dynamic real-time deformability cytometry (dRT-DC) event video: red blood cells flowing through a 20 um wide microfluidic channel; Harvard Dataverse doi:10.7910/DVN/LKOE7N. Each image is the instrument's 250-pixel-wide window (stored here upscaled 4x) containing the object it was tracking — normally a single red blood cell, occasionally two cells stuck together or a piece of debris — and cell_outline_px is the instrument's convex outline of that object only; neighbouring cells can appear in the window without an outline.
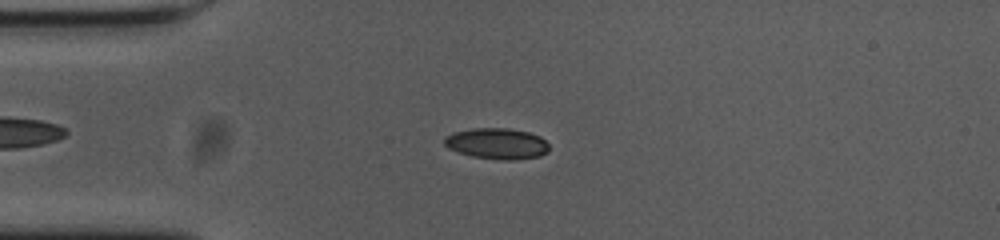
{"species": "common noctule bat (a hibernating species)", "species_latin": "Nyctalus noctula", "temperature_condition": "cold", "stored_images_in_passage": 48, "camera_frame_rate_fps": 3000, "um_per_image_px": 0.085, "animal": {"sex": "female", "body_mass_g": 23.0, "forearm_length_mm": 53.4}, "frame": {"image": 1, "passage_image": 6, "time_ms": 1.667, "image_size_px": [1000, 240], "cell_outline_px": [[548, 152], [540, 156], [512, 160], [504, 160], [472, 156], [448, 148], [444, 144], [444, 136], [452, 132], [472, 128], [508, 128], [528, 132], [540, 136], [548, 144]], "centroid_in_image_um": [42.23, 12.19], "position_along_channel_um": 42.8, "area_um2": 18.9}}
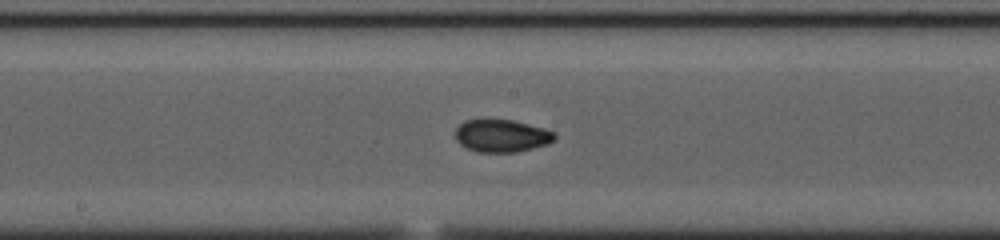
{"frame": {"image": 2, "passage_image": 21, "time_ms": 6.667, "image_size_px": [1000, 240], "cell_outline_px": [[556, 136], [548, 144], [516, 152], [480, 152], [468, 148], [460, 144], [456, 140], [456, 128], [464, 120], [480, 116], [484, 116], [512, 120], [544, 128], [552, 132]], "centroid_in_image_um": [42.57, 11.49], "position_along_channel_um": 205.6, "area_um2": 19.31}}
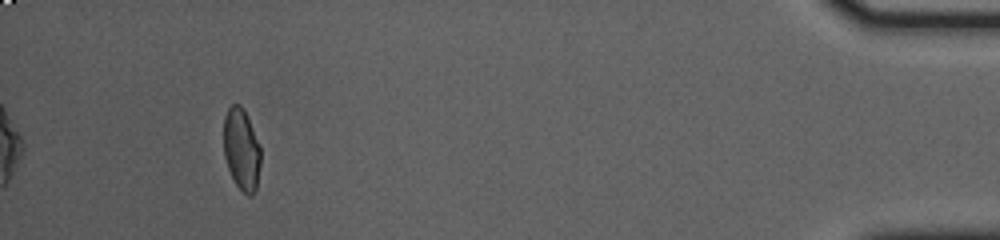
{"frame": {"image": 3, "passage_image": 44, "time_ms": 14.333, "image_size_px": [1000, 240], "cell_outline_px": [[260, 164], [256, 188], [252, 196], [248, 196], [236, 184], [228, 168], [224, 156], [224, 116], [228, 108], [232, 104], [240, 104], [244, 108], [248, 116], [260, 148]], "centroid_in_image_um": [20.52, 12.66], "position_along_channel_um": 414.7, "area_um2": 17.57}, "authors_computed_cell_mechanics": {"area_um2": 18.6694, "velocity_mm_per_s": 3.6469, "shape_relaxation_time_tau1_ms": 7.5825, "shape_relaxation_time_tau2_ms": 1.0606, "deformation_change_tau1": 0.1809, "deformation_change_tau2": 0.0476}}